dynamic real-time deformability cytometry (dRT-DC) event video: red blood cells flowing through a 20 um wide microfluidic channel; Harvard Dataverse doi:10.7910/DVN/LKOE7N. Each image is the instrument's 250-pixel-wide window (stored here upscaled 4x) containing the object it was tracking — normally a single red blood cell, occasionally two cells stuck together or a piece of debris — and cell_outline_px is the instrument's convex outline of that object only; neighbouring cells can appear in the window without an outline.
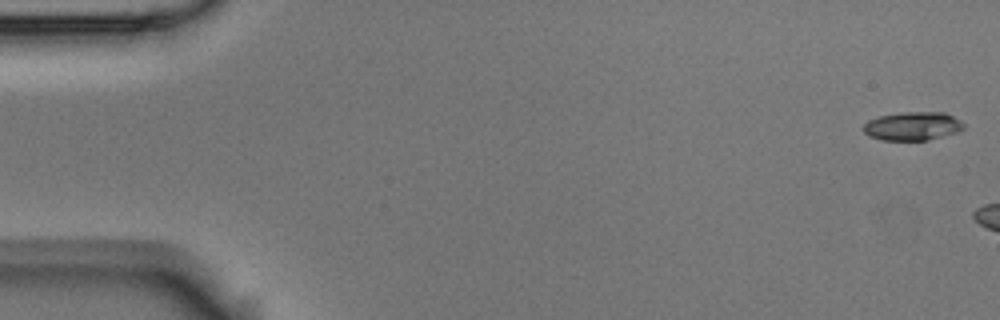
{"species": "Egyptian fruit bat (a non-hibernating species)", "species_latin": "Rousettus aegyptiacus", "temperature_condition": "room temperature", "stored_images_in_passage": 3, "camera_frame_rate_fps": 3000, "um_per_image_px": 0.085, "animal": {"sex": "male"}, "frame": {"image": 1, "passage_image": 1, "time_ms": 0.0, "image_size_px": [1000, 320], "cell_outline_px": [[964, 128], [956, 132], [928, 140], [880, 140], [868, 136], [864, 132], [864, 124], [868, 120], [880, 116], [904, 112], [944, 112], [960, 120], [964, 124]], "centroid_in_image_um": [77.56, 10.72], "position_along_channel_um": 7.4, "area_um2": 16.59}}